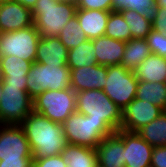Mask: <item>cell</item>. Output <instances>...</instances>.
I'll list each match as a JSON object with an SVG mask.
<instances>
[{"mask_svg": "<svg viewBox=\"0 0 166 167\" xmlns=\"http://www.w3.org/2000/svg\"><path fill=\"white\" fill-rule=\"evenodd\" d=\"M124 142L125 167H150L153 146L141 138L136 132L122 129Z\"/></svg>", "mask_w": 166, "mask_h": 167, "instance_id": "cell-12", "label": "cell"}, {"mask_svg": "<svg viewBox=\"0 0 166 167\" xmlns=\"http://www.w3.org/2000/svg\"><path fill=\"white\" fill-rule=\"evenodd\" d=\"M0 80H2L1 65H0Z\"/></svg>", "mask_w": 166, "mask_h": 167, "instance_id": "cell-41", "label": "cell"}, {"mask_svg": "<svg viewBox=\"0 0 166 167\" xmlns=\"http://www.w3.org/2000/svg\"><path fill=\"white\" fill-rule=\"evenodd\" d=\"M113 1V11H120L128 6L129 0H112Z\"/></svg>", "mask_w": 166, "mask_h": 167, "instance_id": "cell-36", "label": "cell"}, {"mask_svg": "<svg viewBox=\"0 0 166 167\" xmlns=\"http://www.w3.org/2000/svg\"><path fill=\"white\" fill-rule=\"evenodd\" d=\"M0 97V124L20 125L33 111V99L27 90L2 85Z\"/></svg>", "mask_w": 166, "mask_h": 167, "instance_id": "cell-9", "label": "cell"}, {"mask_svg": "<svg viewBox=\"0 0 166 167\" xmlns=\"http://www.w3.org/2000/svg\"><path fill=\"white\" fill-rule=\"evenodd\" d=\"M138 81L166 82V58L151 54L134 70Z\"/></svg>", "mask_w": 166, "mask_h": 167, "instance_id": "cell-20", "label": "cell"}, {"mask_svg": "<svg viewBox=\"0 0 166 167\" xmlns=\"http://www.w3.org/2000/svg\"><path fill=\"white\" fill-rule=\"evenodd\" d=\"M33 167H67L61 154L42 159H33Z\"/></svg>", "mask_w": 166, "mask_h": 167, "instance_id": "cell-33", "label": "cell"}, {"mask_svg": "<svg viewBox=\"0 0 166 167\" xmlns=\"http://www.w3.org/2000/svg\"><path fill=\"white\" fill-rule=\"evenodd\" d=\"M57 37L68 50L88 40L76 16L70 19L67 24L63 25V29Z\"/></svg>", "mask_w": 166, "mask_h": 167, "instance_id": "cell-28", "label": "cell"}, {"mask_svg": "<svg viewBox=\"0 0 166 167\" xmlns=\"http://www.w3.org/2000/svg\"><path fill=\"white\" fill-rule=\"evenodd\" d=\"M68 49L57 36L41 37L38 41L35 62L67 66Z\"/></svg>", "mask_w": 166, "mask_h": 167, "instance_id": "cell-17", "label": "cell"}, {"mask_svg": "<svg viewBox=\"0 0 166 167\" xmlns=\"http://www.w3.org/2000/svg\"><path fill=\"white\" fill-rule=\"evenodd\" d=\"M135 98L149 101L155 106L164 109L166 104V84L165 82L139 81Z\"/></svg>", "mask_w": 166, "mask_h": 167, "instance_id": "cell-25", "label": "cell"}, {"mask_svg": "<svg viewBox=\"0 0 166 167\" xmlns=\"http://www.w3.org/2000/svg\"><path fill=\"white\" fill-rule=\"evenodd\" d=\"M40 38L34 25L16 31L1 32L0 57L15 55L34 63Z\"/></svg>", "mask_w": 166, "mask_h": 167, "instance_id": "cell-8", "label": "cell"}, {"mask_svg": "<svg viewBox=\"0 0 166 167\" xmlns=\"http://www.w3.org/2000/svg\"><path fill=\"white\" fill-rule=\"evenodd\" d=\"M7 1H14V0H0V3L7 2Z\"/></svg>", "mask_w": 166, "mask_h": 167, "instance_id": "cell-40", "label": "cell"}, {"mask_svg": "<svg viewBox=\"0 0 166 167\" xmlns=\"http://www.w3.org/2000/svg\"><path fill=\"white\" fill-rule=\"evenodd\" d=\"M138 82L134 71L127 70L121 64L110 65L107 66L103 91L123 111L135 99Z\"/></svg>", "mask_w": 166, "mask_h": 167, "instance_id": "cell-7", "label": "cell"}, {"mask_svg": "<svg viewBox=\"0 0 166 167\" xmlns=\"http://www.w3.org/2000/svg\"><path fill=\"white\" fill-rule=\"evenodd\" d=\"M131 31V38L146 39L152 30L151 16L143 15L135 10L123 9L119 11Z\"/></svg>", "mask_w": 166, "mask_h": 167, "instance_id": "cell-26", "label": "cell"}, {"mask_svg": "<svg viewBox=\"0 0 166 167\" xmlns=\"http://www.w3.org/2000/svg\"><path fill=\"white\" fill-rule=\"evenodd\" d=\"M33 158H20L19 160H1L0 167H32Z\"/></svg>", "mask_w": 166, "mask_h": 167, "instance_id": "cell-35", "label": "cell"}, {"mask_svg": "<svg viewBox=\"0 0 166 167\" xmlns=\"http://www.w3.org/2000/svg\"><path fill=\"white\" fill-rule=\"evenodd\" d=\"M163 112L166 113V104H165V107H164V109H163Z\"/></svg>", "mask_w": 166, "mask_h": 167, "instance_id": "cell-42", "label": "cell"}, {"mask_svg": "<svg viewBox=\"0 0 166 167\" xmlns=\"http://www.w3.org/2000/svg\"><path fill=\"white\" fill-rule=\"evenodd\" d=\"M125 45L120 64L127 70L134 71L145 58L152 54L146 39L131 38L125 42Z\"/></svg>", "mask_w": 166, "mask_h": 167, "instance_id": "cell-22", "label": "cell"}, {"mask_svg": "<svg viewBox=\"0 0 166 167\" xmlns=\"http://www.w3.org/2000/svg\"><path fill=\"white\" fill-rule=\"evenodd\" d=\"M96 167H103L102 165H100L99 163L96 165Z\"/></svg>", "mask_w": 166, "mask_h": 167, "instance_id": "cell-43", "label": "cell"}, {"mask_svg": "<svg viewBox=\"0 0 166 167\" xmlns=\"http://www.w3.org/2000/svg\"><path fill=\"white\" fill-rule=\"evenodd\" d=\"M162 112L163 109L159 106L135 98L122 111L120 129L137 132L140 128L155 120Z\"/></svg>", "mask_w": 166, "mask_h": 167, "instance_id": "cell-11", "label": "cell"}, {"mask_svg": "<svg viewBox=\"0 0 166 167\" xmlns=\"http://www.w3.org/2000/svg\"><path fill=\"white\" fill-rule=\"evenodd\" d=\"M77 8L97 9L102 11H113L112 0H75Z\"/></svg>", "mask_w": 166, "mask_h": 167, "instance_id": "cell-30", "label": "cell"}, {"mask_svg": "<svg viewBox=\"0 0 166 167\" xmlns=\"http://www.w3.org/2000/svg\"><path fill=\"white\" fill-rule=\"evenodd\" d=\"M152 54L166 58V35L155 30H151L146 37Z\"/></svg>", "mask_w": 166, "mask_h": 167, "instance_id": "cell-29", "label": "cell"}, {"mask_svg": "<svg viewBox=\"0 0 166 167\" xmlns=\"http://www.w3.org/2000/svg\"><path fill=\"white\" fill-rule=\"evenodd\" d=\"M107 66L95 64L71 69L70 87L75 92L99 89L106 84Z\"/></svg>", "mask_w": 166, "mask_h": 167, "instance_id": "cell-14", "label": "cell"}, {"mask_svg": "<svg viewBox=\"0 0 166 167\" xmlns=\"http://www.w3.org/2000/svg\"><path fill=\"white\" fill-rule=\"evenodd\" d=\"M110 12L111 11L77 8L75 16L87 38L94 40L105 35L106 24Z\"/></svg>", "mask_w": 166, "mask_h": 167, "instance_id": "cell-18", "label": "cell"}, {"mask_svg": "<svg viewBox=\"0 0 166 167\" xmlns=\"http://www.w3.org/2000/svg\"><path fill=\"white\" fill-rule=\"evenodd\" d=\"M150 167H166V147H154Z\"/></svg>", "mask_w": 166, "mask_h": 167, "instance_id": "cell-34", "label": "cell"}, {"mask_svg": "<svg viewBox=\"0 0 166 167\" xmlns=\"http://www.w3.org/2000/svg\"><path fill=\"white\" fill-rule=\"evenodd\" d=\"M29 141L33 159L61 154L67 145L62 123L32 111L20 124Z\"/></svg>", "mask_w": 166, "mask_h": 167, "instance_id": "cell-1", "label": "cell"}, {"mask_svg": "<svg viewBox=\"0 0 166 167\" xmlns=\"http://www.w3.org/2000/svg\"><path fill=\"white\" fill-rule=\"evenodd\" d=\"M2 80H0V97H1V95H2Z\"/></svg>", "mask_w": 166, "mask_h": 167, "instance_id": "cell-39", "label": "cell"}, {"mask_svg": "<svg viewBox=\"0 0 166 167\" xmlns=\"http://www.w3.org/2000/svg\"><path fill=\"white\" fill-rule=\"evenodd\" d=\"M71 69L68 66L34 62L27 74V92L32 99L46 90L70 88Z\"/></svg>", "mask_w": 166, "mask_h": 167, "instance_id": "cell-5", "label": "cell"}, {"mask_svg": "<svg viewBox=\"0 0 166 167\" xmlns=\"http://www.w3.org/2000/svg\"><path fill=\"white\" fill-rule=\"evenodd\" d=\"M153 147L165 146L166 143V113L162 112L155 120L136 132Z\"/></svg>", "mask_w": 166, "mask_h": 167, "instance_id": "cell-24", "label": "cell"}, {"mask_svg": "<svg viewBox=\"0 0 166 167\" xmlns=\"http://www.w3.org/2000/svg\"><path fill=\"white\" fill-rule=\"evenodd\" d=\"M33 111L51 121L63 123L76 111V92L71 87L46 90L33 99Z\"/></svg>", "mask_w": 166, "mask_h": 167, "instance_id": "cell-6", "label": "cell"}, {"mask_svg": "<svg viewBox=\"0 0 166 167\" xmlns=\"http://www.w3.org/2000/svg\"><path fill=\"white\" fill-rule=\"evenodd\" d=\"M155 8V0H129L128 6L125 9L135 10L140 14L152 16Z\"/></svg>", "mask_w": 166, "mask_h": 167, "instance_id": "cell-31", "label": "cell"}, {"mask_svg": "<svg viewBox=\"0 0 166 167\" xmlns=\"http://www.w3.org/2000/svg\"><path fill=\"white\" fill-rule=\"evenodd\" d=\"M95 47V55L97 64L110 66L121 63L124 51L125 42L113 39L107 36H100L92 40Z\"/></svg>", "mask_w": 166, "mask_h": 167, "instance_id": "cell-19", "label": "cell"}, {"mask_svg": "<svg viewBox=\"0 0 166 167\" xmlns=\"http://www.w3.org/2000/svg\"><path fill=\"white\" fill-rule=\"evenodd\" d=\"M33 158L21 125L0 124V161Z\"/></svg>", "mask_w": 166, "mask_h": 167, "instance_id": "cell-10", "label": "cell"}, {"mask_svg": "<svg viewBox=\"0 0 166 167\" xmlns=\"http://www.w3.org/2000/svg\"><path fill=\"white\" fill-rule=\"evenodd\" d=\"M76 10L75 0H37L31 11L40 37H54L75 17Z\"/></svg>", "mask_w": 166, "mask_h": 167, "instance_id": "cell-2", "label": "cell"}, {"mask_svg": "<svg viewBox=\"0 0 166 167\" xmlns=\"http://www.w3.org/2000/svg\"><path fill=\"white\" fill-rule=\"evenodd\" d=\"M34 25L32 11L17 1L0 3V31L11 32Z\"/></svg>", "mask_w": 166, "mask_h": 167, "instance_id": "cell-13", "label": "cell"}, {"mask_svg": "<svg viewBox=\"0 0 166 167\" xmlns=\"http://www.w3.org/2000/svg\"><path fill=\"white\" fill-rule=\"evenodd\" d=\"M22 4L24 7L29 8L32 10V8L35 6L37 0H14Z\"/></svg>", "mask_w": 166, "mask_h": 167, "instance_id": "cell-37", "label": "cell"}, {"mask_svg": "<svg viewBox=\"0 0 166 167\" xmlns=\"http://www.w3.org/2000/svg\"><path fill=\"white\" fill-rule=\"evenodd\" d=\"M67 144L96 148L108 135L115 131L105 121H94L88 115L75 111L63 123Z\"/></svg>", "mask_w": 166, "mask_h": 167, "instance_id": "cell-3", "label": "cell"}, {"mask_svg": "<svg viewBox=\"0 0 166 167\" xmlns=\"http://www.w3.org/2000/svg\"><path fill=\"white\" fill-rule=\"evenodd\" d=\"M156 7H164L166 8V0H155Z\"/></svg>", "mask_w": 166, "mask_h": 167, "instance_id": "cell-38", "label": "cell"}, {"mask_svg": "<svg viewBox=\"0 0 166 167\" xmlns=\"http://www.w3.org/2000/svg\"><path fill=\"white\" fill-rule=\"evenodd\" d=\"M151 18L152 29L166 35V8L156 7Z\"/></svg>", "mask_w": 166, "mask_h": 167, "instance_id": "cell-32", "label": "cell"}, {"mask_svg": "<svg viewBox=\"0 0 166 167\" xmlns=\"http://www.w3.org/2000/svg\"><path fill=\"white\" fill-rule=\"evenodd\" d=\"M98 163L103 167H125L124 142L122 129L106 136L96 146Z\"/></svg>", "mask_w": 166, "mask_h": 167, "instance_id": "cell-15", "label": "cell"}, {"mask_svg": "<svg viewBox=\"0 0 166 167\" xmlns=\"http://www.w3.org/2000/svg\"><path fill=\"white\" fill-rule=\"evenodd\" d=\"M94 49V43L88 39L77 47L68 50L67 66L73 69L97 64Z\"/></svg>", "mask_w": 166, "mask_h": 167, "instance_id": "cell-23", "label": "cell"}, {"mask_svg": "<svg viewBox=\"0 0 166 167\" xmlns=\"http://www.w3.org/2000/svg\"><path fill=\"white\" fill-rule=\"evenodd\" d=\"M105 36L123 42L131 39L130 28L119 11L110 12L106 24Z\"/></svg>", "mask_w": 166, "mask_h": 167, "instance_id": "cell-27", "label": "cell"}, {"mask_svg": "<svg viewBox=\"0 0 166 167\" xmlns=\"http://www.w3.org/2000/svg\"><path fill=\"white\" fill-rule=\"evenodd\" d=\"M76 111L94 121H105L115 132L122 123V110L104 93L92 89L76 92Z\"/></svg>", "mask_w": 166, "mask_h": 167, "instance_id": "cell-4", "label": "cell"}, {"mask_svg": "<svg viewBox=\"0 0 166 167\" xmlns=\"http://www.w3.org/2000/svg\"><path fill=\"white\" fill-rule=\"evenodd\" d=\"M61 156L67 167H96L98 164L96 148L67 144Z\"/></svg>", "mask_w": 166, "mask_h": 167, "instance_id": "cell-21", "label": "cell"}, {"mask_svg": "<svg viewBox=\"0 0 166 167\" xmlns=\"http://www.w3.org/2000/svg\"><path fill=\"white\" fill-rule=\"evenodd\" d=\"M2 85L19 87L27 90V74L33 62L25 61L15 55L0 57Z\"/></svg>", "mask_w": 166, "mask_h": 167, "instance_id": "cell-16", "label": "cell"}]
</instances>
